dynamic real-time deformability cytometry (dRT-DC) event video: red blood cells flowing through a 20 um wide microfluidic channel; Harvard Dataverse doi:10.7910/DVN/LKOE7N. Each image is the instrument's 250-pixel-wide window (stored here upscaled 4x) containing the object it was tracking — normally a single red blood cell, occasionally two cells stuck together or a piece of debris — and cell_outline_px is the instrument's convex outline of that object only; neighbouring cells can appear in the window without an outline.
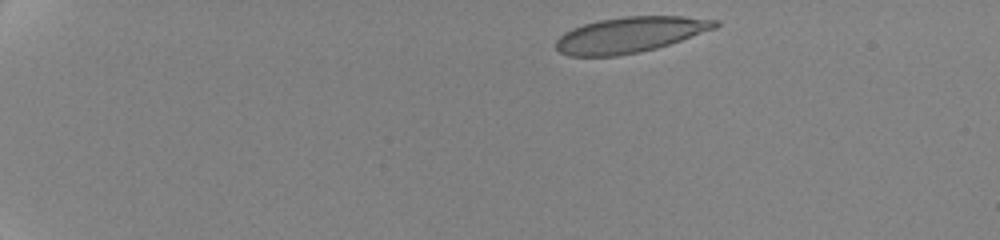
{"species": "human", "species_latin": "Homo sapiens", "temperature_condition": "cold", "stored_images_in_passage": 28, "camera_frame_rate_fps": 3000, "um_per_image_px": 0.085, "donor": {"sex": "female"}, "frame": {"image": 1, "passage_image": 1, "time_ms": 0.0, "image_size_px": [1000, 240], "cell_outline_px": [[720, 24], [716, 28], [656, 48], [640, 52], [616, 56], [568, 56], [560, 52], [556, 48], [556, 40], [564, 32], [572, 28], [584, 24], [600, 20], [624, 16], [680, 16], [720, 20]], "centroid_in_image_um": [53.54, 2.95], "position_along_channel_um": 31.5, "area_um2": 32.95}}
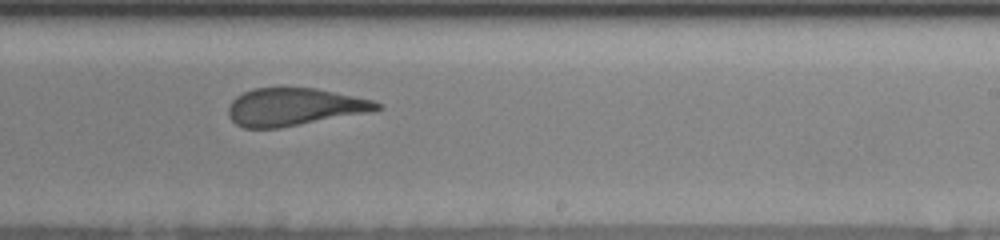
{"frame": {"image": 2, "passage_image": 14, "time_ms": 9.667, "image_size_px": [1000, 240], "cell_outline_px": [[384, 108], [368, 112], [280, 128], [244, 128], [236, 124], [228, 116], [228, 108], [232, 100], [236, 96], [252, 88], [316, 88], [372, 100], [384, 104]], "centroid_in_image_um": [25.0, 9.09], "position_along_channel_um": 264.0, "area_um2": 32.48}}
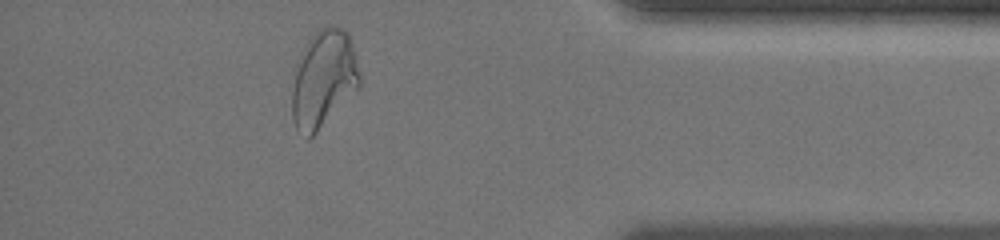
{"frame": {"image": 3, "passage_image": 25, "time_ms": 14.333, "image_size_px": [1000, 240], "cell_outline_px": [[360, 88], [308, 140], [296, 132], [292, 120], [292, 68], [300, 52], [308, 40], [320, 28], [328, 24], [344, 28], [348, 32], [352, 44], [360, 72]], "centroid_in_image_um": [27.46, 6.71], "position_along_channel_um": 407.7, "area_um2": 39.36}, "authors_computed_cell_mechanics": {"area_um2": 34.1598, "velocity_mm_per_s": 3.519, "shape_relaxation_time_tau1_ms": 4.6659, "shape_relaxation_time_tau2_ms": 1.0375, "deformation_change_tau1": 0.1625, "deformation_change_tau2": 0.075}}